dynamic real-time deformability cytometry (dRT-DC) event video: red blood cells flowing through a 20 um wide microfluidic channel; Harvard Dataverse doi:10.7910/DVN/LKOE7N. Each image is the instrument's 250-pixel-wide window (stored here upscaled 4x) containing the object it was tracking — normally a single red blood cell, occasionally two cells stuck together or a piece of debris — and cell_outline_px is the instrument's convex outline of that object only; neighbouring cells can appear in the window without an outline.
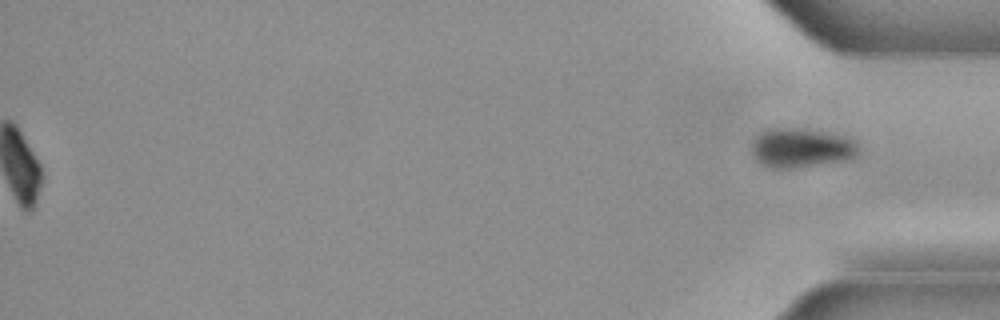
{"species": "common noctule bat (a hibernating species)", "species_latin": "Nyctalus noctula", "temperature_condition": "cold", "stored_images_in_passage": 49, "segment_of_instrument_passage": [2, 2], "camera_frame_rate_fps": 3000, "um_per_image_px": 0.085, "animal": {"sex": "male", "body_mass_g": 21.5, "forearm_length_mm": 52.0}, "frame": {"image": 1, "passage_image": 49, "time_ms": 16.0, "image_size_px": [1000, 320], "cell_outline_px": [[860, 152], [856, 156], [848, 160], [792, 168], [764, 168], [752, 156], [752, 140], [764, 128], [792, 128], [828, 132], [844, 136], [852, 140], [856, 144]], "centroid_in_image_um": [68.05, 12.58], "position_along_channel_um": 367.2, "area_um2": 24.8}}